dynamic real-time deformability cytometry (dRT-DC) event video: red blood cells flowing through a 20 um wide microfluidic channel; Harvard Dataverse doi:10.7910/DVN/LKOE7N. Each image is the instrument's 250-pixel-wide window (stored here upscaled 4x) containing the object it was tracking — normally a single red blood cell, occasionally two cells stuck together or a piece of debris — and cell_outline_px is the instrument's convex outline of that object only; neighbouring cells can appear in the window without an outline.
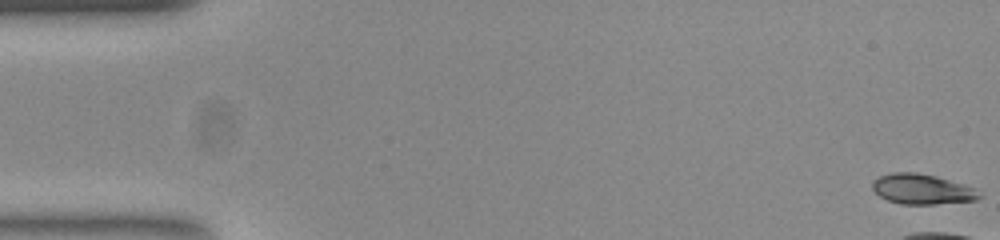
{"species": "common noctule bat (a hibernating species)", "species_latin": "Nyctalus noctula", "temperature_condition": "room temperature", "stored_images_in_passage": 9, "camera_frame_rate_fps": 3000, "um_per_image_px": 0.085, "animal": {"sex": "female", "body_mass_g": 23.0, "forearm_length_mm": 53.4}, "frame": {"image": 1, "passage_image": 1, "time_ms": 0.0, "image_size_px": [1000, 240], "cell_outline_px": [[980, 196], [976, 200], [936, 204], [900, 204], [888, 200], [880, 196], [872, 188], [872, 180], [880, 176], [892, 172], [916, 172], [936, 176], [972, 188], [980, 192]], "centroid_in_image_um": [78.32, 16.08], "position_along_channel_um": 6.7, "area_um2": 18.55}}